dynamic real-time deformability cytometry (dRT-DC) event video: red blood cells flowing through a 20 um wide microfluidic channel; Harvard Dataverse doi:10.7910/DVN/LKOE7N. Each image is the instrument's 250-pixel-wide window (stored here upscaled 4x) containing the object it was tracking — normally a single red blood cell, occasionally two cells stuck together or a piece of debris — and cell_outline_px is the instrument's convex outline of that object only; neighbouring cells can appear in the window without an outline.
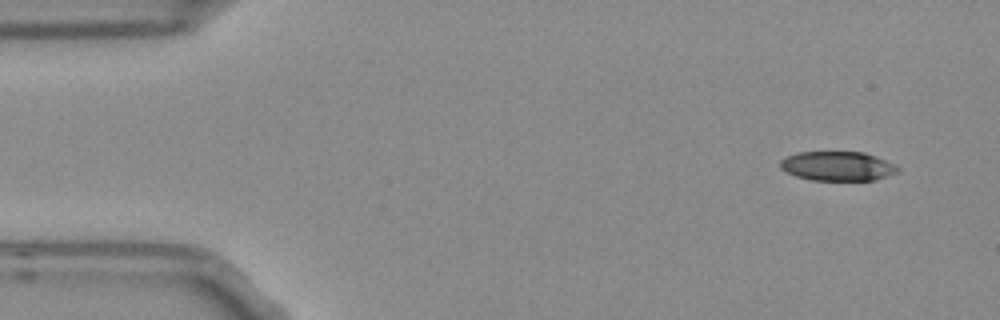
{"species": "Egyptian fruit bat (a non-hibernating species)", "species_latin": "Rousettus aegyptiacus", "temperature_condition": "room temperature", "stored_images_in_passage": 4, "camera_frame_rate_fps": 3000, "um_per_image_px": 0.085, "frame": {"image": 1, "passage_image": 1, "time_ms": 0.0, "image_size_px": [1000, 320], "cell_outline_px": [[900, 168], [896, 172], [876, 180], [812, 180], [796, 176], [780, 168], [780, 160], [796, 152], [864, 152], [876, 156], [896, 164]], "centroid_in_image_um": [71.21, 14.11], "position_along_channel_um": 13.8, "area_um2": 20.06}}
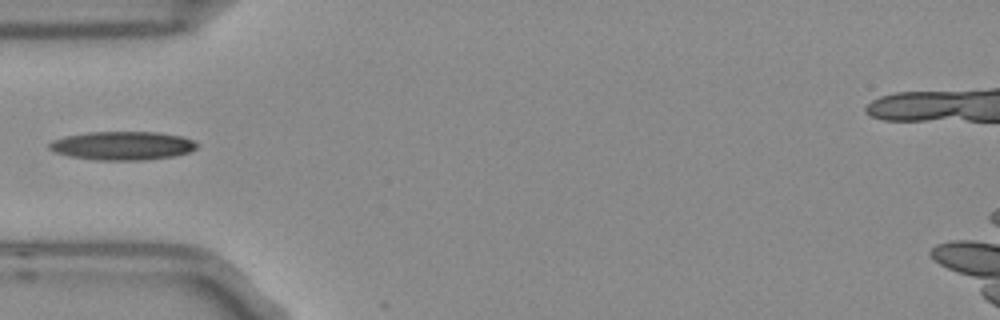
{"frame": {"image": 2, "passage_image": 4, "time_ms": 1.0, "image_size_px": [1000, 320], "cell_outline_px": [[200, 144], [196, 148], [188, 152], [172, 156], [144, 160], [96, 160], [72, 156], [56, 152], [48, 148], [48, 144], [52, 140], [68, 136], [88, 132], [156, 132], [180, 136], [192, 140]], "centroid_in_image_um": [10.42, 12.38], "position_along_channel_um": 74.6, "area_um2": 24.33}}